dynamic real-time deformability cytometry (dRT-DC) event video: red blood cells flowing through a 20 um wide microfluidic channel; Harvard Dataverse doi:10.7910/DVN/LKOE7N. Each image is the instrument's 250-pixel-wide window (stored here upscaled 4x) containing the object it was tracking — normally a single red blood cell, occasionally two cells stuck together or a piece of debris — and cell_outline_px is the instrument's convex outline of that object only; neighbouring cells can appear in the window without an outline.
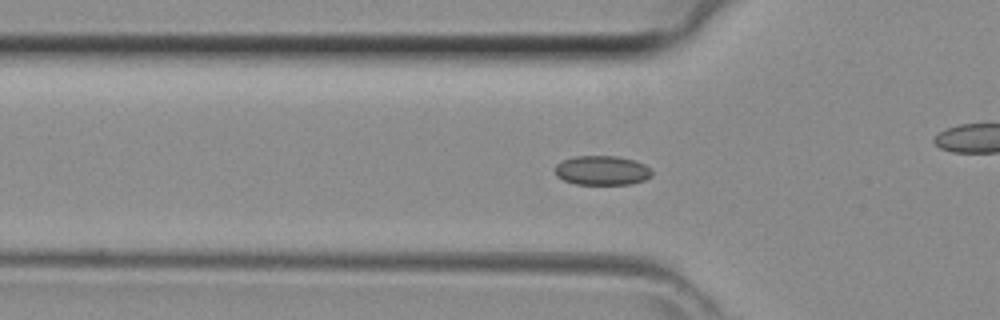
{"species": "common noctule bat (a hibernating species)", "species_latin": "Nyctalus noctula", "temperature_condition": "room temperature", "stored_images_in_passage": 44, "camera_frame_rate_fps": 3000, "um_per_image_px": 0.085, "animal": {"sex": "female", "body_mass_g": 29.2, "forearm_length_mm": 56.3}, "frame": {"image": 1, "passage_image": 14, "time_ms": 4.333, "image_size_px": [1000, 320], "cell_outline_px": [[652, 176], [644, 180], [632, 184], [576, 184], [564, 180], [556, 176], [556, 164], [564, 160], [576, 156], [616, 156], [632, 160], [644, 164], [652, 172]], "centroid_in_image_um": [51.17, 14.49], "position_along_channel_um": 74.6, "area_um2": 16.42}}
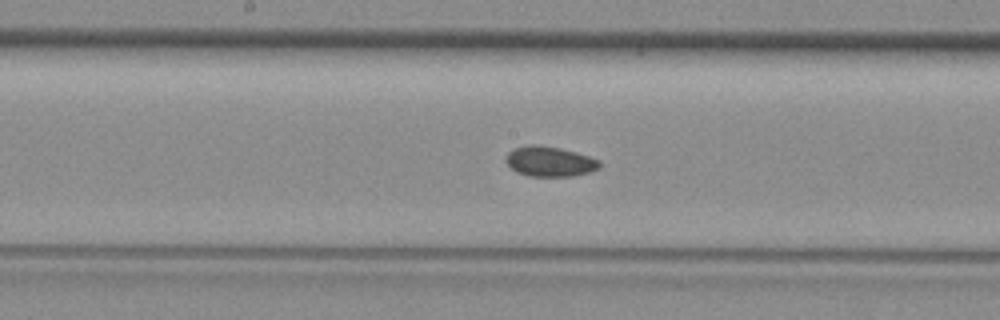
{"frame": {"image": 2, "passage_image": 22, "time_ms": 7.0, "image_size_px": [1000, 320], "cell_outline_px": [[600, 168], [588, 172], [572, 176], [528, 176], [516, 172], [504, 160], [508, 152], [516, 148], [532, 144], [560, 148], [576, 152], [600, 160]], "centroid_in_image_um": [46.72, 13.73], "position_along_channel_um": 201.5, "area_um2": 16.3}}
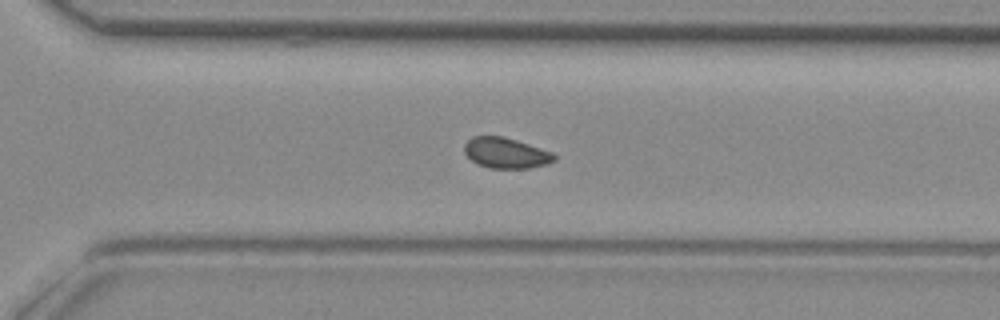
{"frame": {"image": 3, "passage_image": 30, "time_ms": 9.667, "image_size_px": [1000, 320], "cell_outline_px": [[556, 160], [548, 164], [528, 168], [488, 168], [476, 164], [464, 152], [464, 144], [472, 136], [504, 136], [552, 152], [556, 156]], "centroid_in_image_um": [42.99, 13.0], "position_along_channel_um": 327.6, "area_um2": 16.07}}